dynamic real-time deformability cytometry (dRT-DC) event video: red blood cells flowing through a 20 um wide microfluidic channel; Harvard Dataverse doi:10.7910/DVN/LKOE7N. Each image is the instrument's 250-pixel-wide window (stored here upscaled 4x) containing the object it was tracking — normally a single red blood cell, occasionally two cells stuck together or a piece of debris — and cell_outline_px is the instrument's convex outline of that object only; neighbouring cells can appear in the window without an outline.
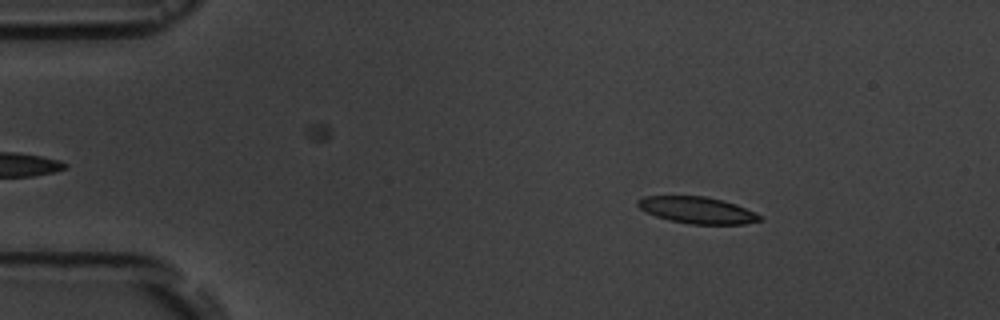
{"species": "common noctule bat (a hibernating species)", "species_latin": "Nyctalus noctula", "temperature_condition": "room temperature", "stored_images_in_passage": 6, "camera_frame_rate_fps": 3000, "um_per_image_px": 0.085, "animal": {"sex": "male", "body_mass_g": 19.5, "forearm_length_mm": 54.6}, "frame": {"image": 1, "passage_image": 2, "time_ms": 1.0, "image_size_px": [1000, 320], "cell_outline_px": [[764, 220], [744, 224], [688, 224], [668, 220], [644, 212], [636, 204], [636, 200], [644, 196], [704, 196], [724, 200], [736, 204], [764, 216]], "centroid_in_image_um": [59.28, 17.86], "position_along_channel_um": 25.7, "area_um2": 19.25}}
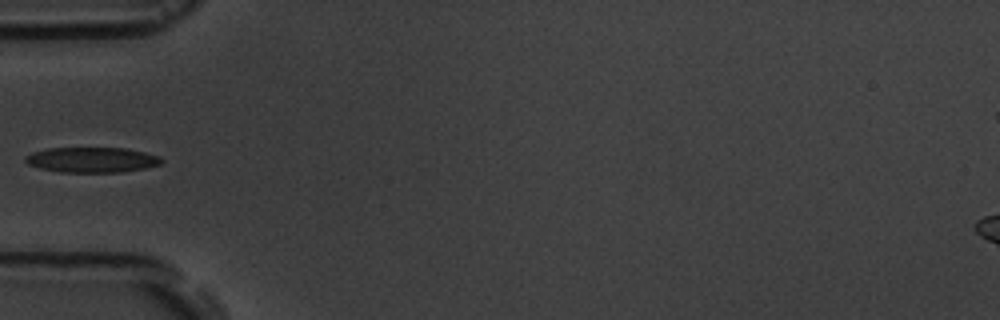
{"frame": {"image": 2, "passage_image": 5, "time_ms": 4.333, "image_size_px": [1000, 320], "cell_outline_px": [[164, 160], [160, 164], [144, 168], [120, 172], [60, 172], [40, 168], [28, 164], [24, 160], [24, 156], [32, 152], [48, 148], [124, 148], [144, 152], [160, 156]], "centroid_in_image_um": [7.79, 13.58], "position_along_channel_um": 77.2, "area_um2": 20.0}}
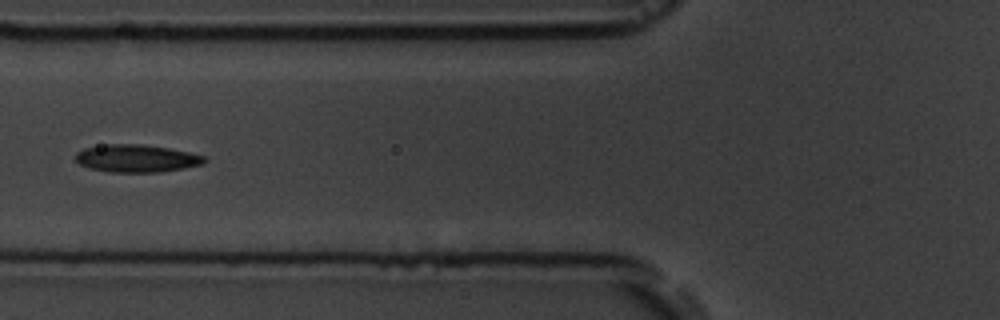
{"frame": {"image": 3, "passage_image": 6, "time_ms": 5.333, "image_size_px": [1000, 320], "cell_outline_px": [[208, 160], [204, 164], [184, 168], [160, 172], [108, 172], [88, 168], [80, 164], [76, 160], [76, 152], [84, 148], [108, 144], [140, 144], [168, 148], [188, 152], [204, 156]], "centroid_in_image_um": [11.61, 13.47], "position_along_channel_um": 114.2, "area_um2": 20.75}}